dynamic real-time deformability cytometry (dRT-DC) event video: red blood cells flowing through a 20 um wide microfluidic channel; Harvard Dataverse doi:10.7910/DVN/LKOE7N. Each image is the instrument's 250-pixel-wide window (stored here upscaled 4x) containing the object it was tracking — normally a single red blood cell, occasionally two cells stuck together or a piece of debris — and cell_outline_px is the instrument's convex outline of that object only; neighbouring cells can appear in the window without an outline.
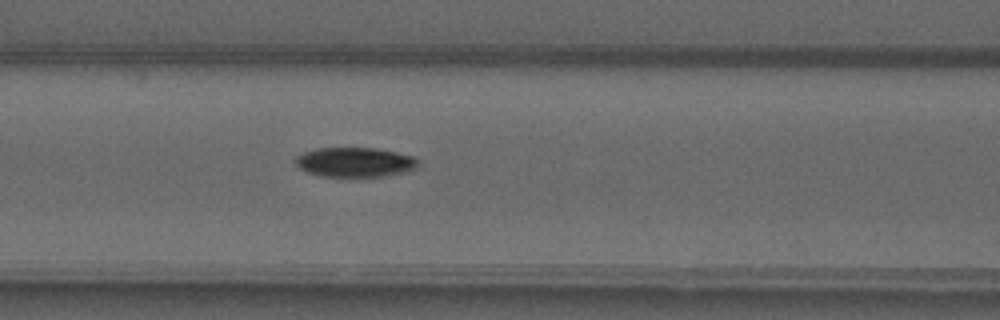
{"species": "common noctule bat (a hibernating species)", "species_latin": "Nyctalus noctula", "temperature_condition": "warm", "stored_images_in_passage": 5, "camera_frame_rate_fps": 3000, "um_per_image_px": 0.085, "animal": {"sex": "male", "forearm_length_mm": 52.5}, "frame": {"image": 1, "passage_image": 5, "time_ms": 5.667, "image_size_px": [1000, 320], "cell_outline_px": [[420, 160], [416, 168], [404, 172], [388, 176], [320, 176], [308, 172], [300, 168], [296, 164], [296, 156], [304, 152], [316, 148], [376, 148], [416, 156]], "centroid_in_image_um": [30.22, 13.78], "position_along_channel_um": 136.4, "area_um2": 21.21}}